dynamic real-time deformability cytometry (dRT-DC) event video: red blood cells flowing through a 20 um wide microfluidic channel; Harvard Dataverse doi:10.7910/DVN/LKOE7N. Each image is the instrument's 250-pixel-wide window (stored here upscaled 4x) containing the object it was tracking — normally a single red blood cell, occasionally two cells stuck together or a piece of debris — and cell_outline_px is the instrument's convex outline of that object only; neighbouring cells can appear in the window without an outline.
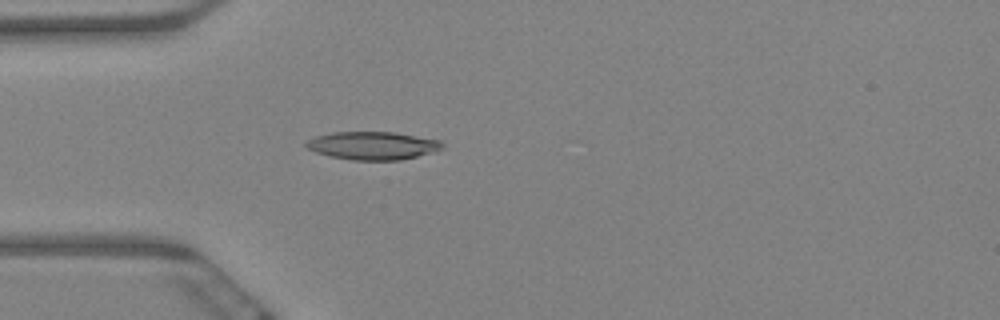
{"species": "Egyptian fruit bat (a non-hibernating species)", "species_latin": "Rousettus aegyptiacus", "temperature_condition": "warm", "stored_images_in_passage": 58, "camera_frame_rate_fps": 3000, "um_per_image_px": 0.085, "animal": {"sex": "female"}, "frame": {"image": 1, "passage_image": 16, "time_ms": 5.0, "image_size_px": [1000, 320], "cell_outline_px": [[444, 148], [436, 152], [400, 160], [352, 160], [332, 156], [316, 152], [308, 148], [304, 144], [308, 140], [316, 136], [332, 132], [396, 132], [440, 140], [444, 144]], "centroid_in_image_um": [31.74, 12.37], "position_along_channel_um": 53.3, "area_um2": 22.31}}
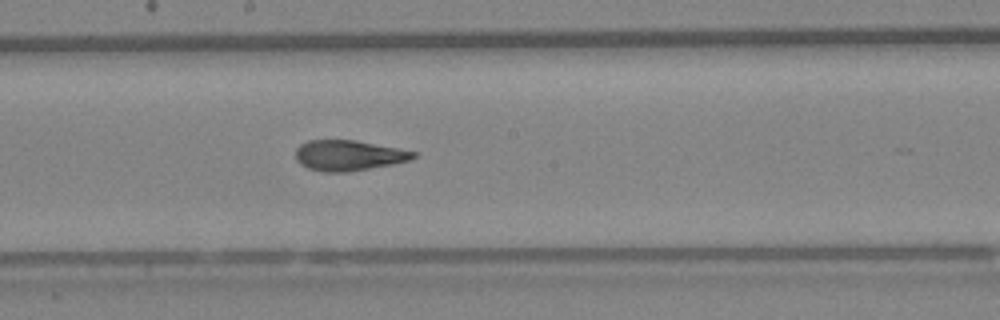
{"frame": {"image": 2, "passage_image": 31, "time_ms": 10.0, "image_size_px": [1000, 320], "cell_outline_px": [[416, 156], [408, 160], [392, 164], [348, 172], [324, 172], [308, 168], [300, 164], [296, 160], [296, 148], [300, 144], [308, 140], [356, 140], [416, 152]], "centroid_in_image_um": [29.58, 13.21], "position_along_channel_um": 218.6, "area_um2": 20.75}}
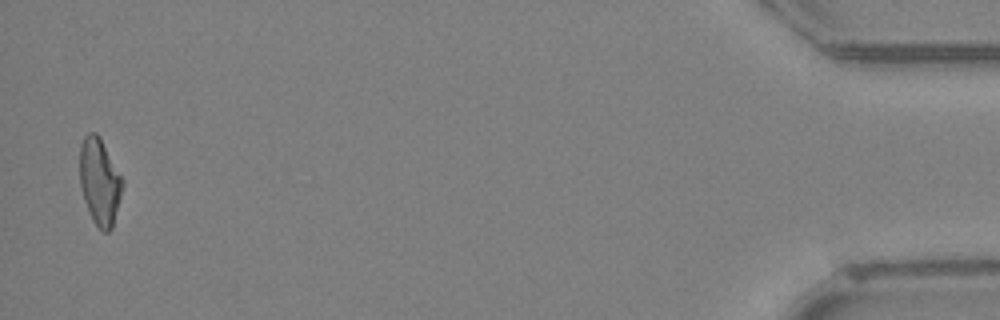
{"frame": {"image": 3, "passage_image": 57, "time_ms": 18.667, "image_size_px": [1000, 320], "cell_outline_px": [[124, 184], [112, 228], [108, 232], [104, 232], [92, 220], [84, 200], [80, 184], [80, 144], [84, 136], [88, 132], [96, 132], [100, 136], [124, 180]], "centroid_in_image_um": [8.47, 15.4], "position_along_channel_um": 426.7, "area_um2": 21.68}, "authors_computed_cell_mechanics": {"area_um2": 21.4438, "velocity_mm_per_s": 3.4517, "shape_relaxation_time_tau1_ms": 8.7489, "shape_relaxation_time_tau2_ms": 2.0782, "deformation_change_tau1": 0.2359, "deformation_change_tau2": 0.0978}}